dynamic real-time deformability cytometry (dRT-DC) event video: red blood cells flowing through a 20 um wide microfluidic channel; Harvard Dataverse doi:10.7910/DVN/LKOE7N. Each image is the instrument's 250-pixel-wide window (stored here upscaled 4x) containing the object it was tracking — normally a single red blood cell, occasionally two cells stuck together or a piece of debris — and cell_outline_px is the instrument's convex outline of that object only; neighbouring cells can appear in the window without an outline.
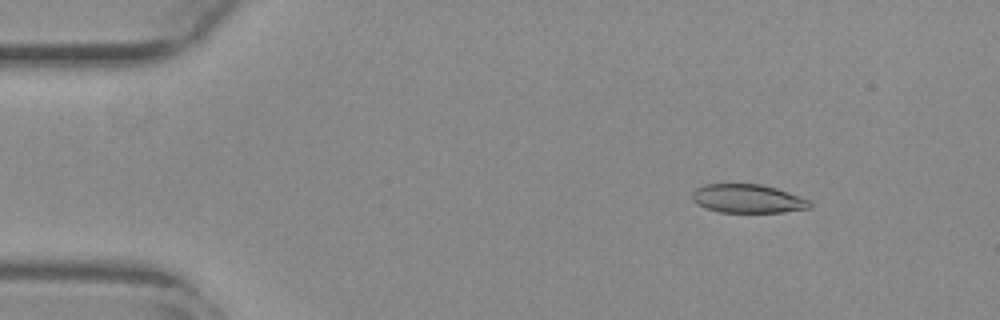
{"species": "common noctule bat (a hibernating species)", "species_latin": "Nyctalus noctula", "temperature_condition": "warm", "stored_images_in_passage": 55, "camera_frame_rate_fps": 3000, "um_per_image_px": 0.085, "animal": {"sex": "female", "body_mass_g": 29.2, "forearm_length_mm": 56.3}, "frame": {"image": 1, "passage_image": 7, "time_ms": 2.0, "image_size_px": [1000, 320], "cell_outline_px": [[812, 208], [784, 212], [720, 212], [704, 208], [696, 204], [692, 200], [692, 192], [696, 188], [704, 184], [760, 184], [776, 188], [788, 192], [808, 200], [812, 204]], "centroid_in_image_um": [63.53, 16.89], "position_along_channel_um": 21.5, "area_um2": 19.71}}
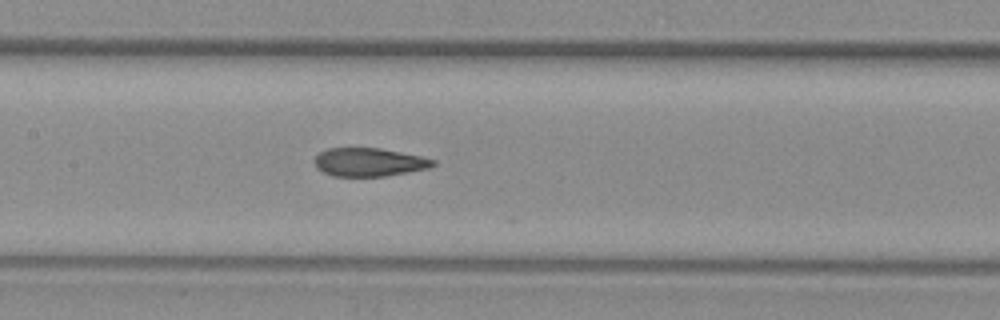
{"frame": {"image": 2, "passage_image": 26, "time_ms": 8.333, "image_size_px": [1000, 320], "cell_outline_px": [[436, 164], [428, 168], [408, 172], [384, 176], [332, 176], [316, 168], [316, 156], [320, 152], [328, 148], [380, 148], [420, 156], [436, 160]], "centroid_in_image_um": [31.38, 13.78], "position_along_channel_um": 176.0, "area_um2": 19.42}}
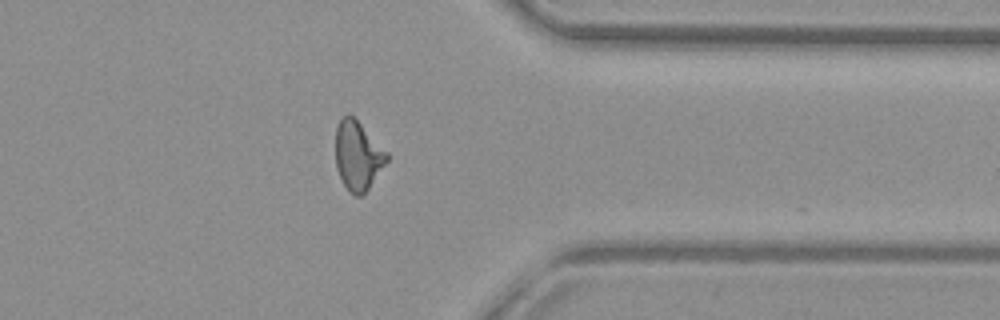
{"frame": {"image": 3, "passage_image": 43, "time_ms": 14.0, "image_size_px": [1000, 320], "cell_outline_px": [[388, 160], [368, 188], [360, 196], [356, 196], [348, 192], [336, 168], [336, 128], [340, 120], [348, 112], [388, 152]], "centroid_in_image_um": [30.4, 13.23], "position_along_channel_um": 381.0, "area_um2": 20.29}, "authors_computed_cell_mechanics": {"area_um2": 20.7502, "velocity_mm_per_s": 3.7905, "shape_relaxation_time_tau1_ms": 10.1239, "shape_relaxation_time_tau2_ms": 1.7958, "deformation_change_tau1": 0.2579, "deformation_change_tau2": 0.0949}}